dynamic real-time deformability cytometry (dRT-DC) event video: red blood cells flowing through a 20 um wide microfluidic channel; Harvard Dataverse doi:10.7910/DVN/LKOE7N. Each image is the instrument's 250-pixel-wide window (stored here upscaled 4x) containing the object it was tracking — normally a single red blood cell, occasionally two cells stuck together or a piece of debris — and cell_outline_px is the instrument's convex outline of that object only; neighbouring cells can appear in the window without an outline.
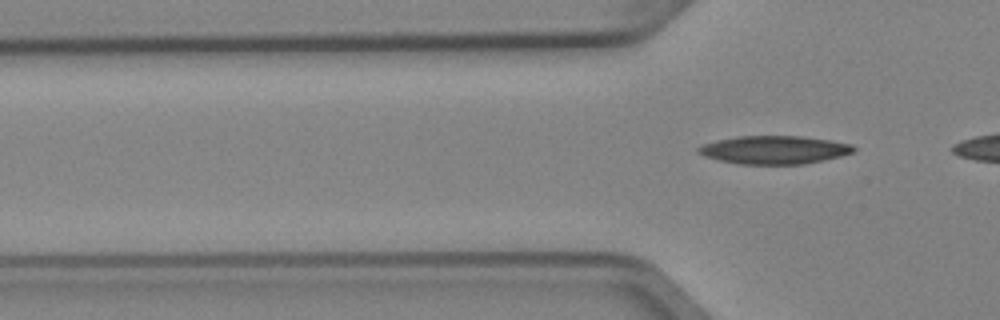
{"species": "Egyptian fruit bat (a non-hibernating species)", "species_latin": "Rousettus aegyptiacus", "temperature_condition": "cold", "stored_images_in_passage": 7, "camera_frame_rate_fps": 3000, "um_per_image_px": 0.085, "animal": {"sex": "female"}, "frame": {"image": 1, "passage_image": 7, "time_ms": 2.0, "image_size_px": [1000, 320], "cell_outline_px": [[856, 152], [824, 160], [804, 164], [740, 164], [720, 160], [704, 156], [696, 152], [696, 148], [704, 144], [716, 140], [736, 136], [800, 136], [832, 140], [852, 144], [856, 148]], "centroid_in_image_um": [65.83, 12.73], "position_along_channel_um": 60.0, "area_um2": 25.66}}